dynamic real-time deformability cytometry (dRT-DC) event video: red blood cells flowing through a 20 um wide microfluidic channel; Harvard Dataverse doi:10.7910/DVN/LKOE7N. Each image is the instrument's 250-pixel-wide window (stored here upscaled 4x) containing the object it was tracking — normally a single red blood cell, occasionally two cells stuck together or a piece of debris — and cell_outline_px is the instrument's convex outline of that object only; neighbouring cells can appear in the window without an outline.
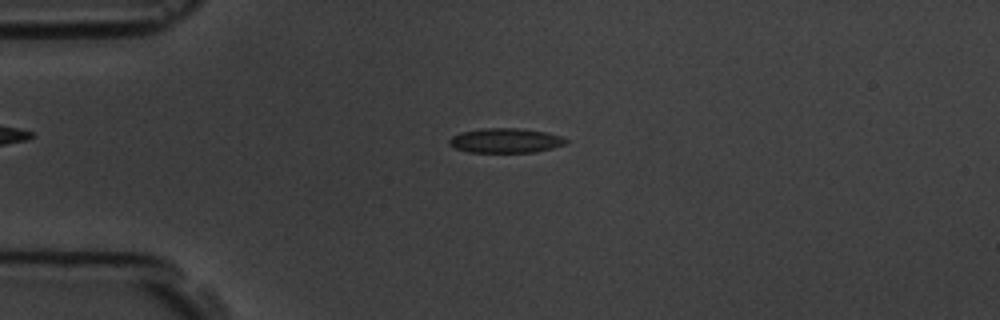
{"species": "common noctule bat (a hibernating species)", "species_latin": "Nyctalus noctula", "temperature_condition": "room temperature", "stored_images_in_passage": 3, "camera_frame_rate_fps": 3000, "um_per_image_px": 0.085, "animal": {"sex": "male", "body_mass_g": 19.5, "forearm_length_mm": 54.6}, "frame": {"image": 1, "passage_image": 3, "time_ms": 2.667, "image_size_px": [1000, 320], "cell_outline_px": [[568, 140], [564, 144], [552, 148], [536, 152], [468, 152], [456, 148], [448, 144], [448, 140], [452, 136], [460, 132], [484, 128], [516, 128], [544, 132], [560, 136]], "centroid_in_image_um": [42.92, 11.95], "position_along_channel_um": 42.1, "area_um2": 16.59}}